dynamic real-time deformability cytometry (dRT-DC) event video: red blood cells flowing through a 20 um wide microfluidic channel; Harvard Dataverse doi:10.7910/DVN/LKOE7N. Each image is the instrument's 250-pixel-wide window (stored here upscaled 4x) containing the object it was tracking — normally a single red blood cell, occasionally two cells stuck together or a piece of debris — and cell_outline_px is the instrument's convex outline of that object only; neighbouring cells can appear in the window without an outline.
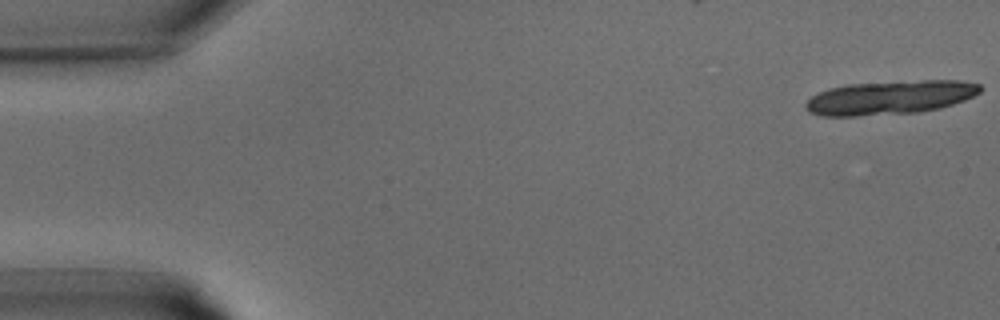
{"species": "common noctule bat (a hibernating species)", "species_latin": "Nyctalus noctula", "temperature_condition": "warm", "stored_images_in_passage": 11, "segment_of_instrument_passage": [1, 2], "camera_frame_rate_fps": 3000, "um_per_image_px": 0.085, "animal": {"sex": "male", "body_mass_g": 15.6}, "frame": {"image": 1, "passage_image": 1, "time_ms": 0.0, "image_size_px": [1000, 320], "cell_outline_px": [[980, 88], [976, 92], [960, 100], [948, 104], [932, 108], [868, 112], [816, 112], [808, 108], [808, 104], [816, 96], [824, 92], [836, 88], [880, 84], [976, 84]], "centroid_in_image_um": [75.65, 8.28], "position_along_channel_um": 9.3, "area_um2": 26.99}}